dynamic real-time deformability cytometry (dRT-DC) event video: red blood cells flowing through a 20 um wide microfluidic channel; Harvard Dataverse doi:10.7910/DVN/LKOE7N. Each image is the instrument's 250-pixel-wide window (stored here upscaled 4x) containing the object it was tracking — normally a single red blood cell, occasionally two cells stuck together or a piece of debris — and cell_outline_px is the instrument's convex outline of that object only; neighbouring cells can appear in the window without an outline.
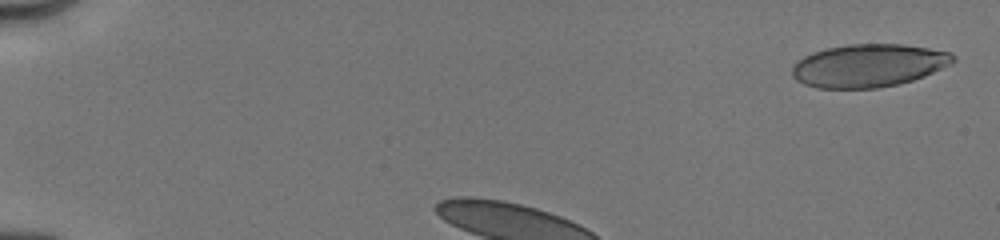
{"species": "human", "species_latin": "Homo sapiens", "temperature_condition": "cold", "stored_images_in_passage": 21, "camera_frame_rate_fps": 3000, "um_per_image_px": 0.085, "donor": {"sex": "male"}, "frame": {"image": 1, "passage_image": 1, "time_ms": 0.0, "image_size_px": [1000, 240], "cell_outline_px": [[956, 60], [952, 64], [924, 76], [912, 80], [896, 84], [876, 88], [816, 88], [804, 84], [796, 80], [792, 76], [792, 64], [796, 60], [812, 52], [828, 48], [848, 44], [904, 44], [952, 52], [956, 56]], "centroid_in_image_um": [73.82, 5.56], "position_along_channel_um": 11.2, "area_um2": 40.52}}
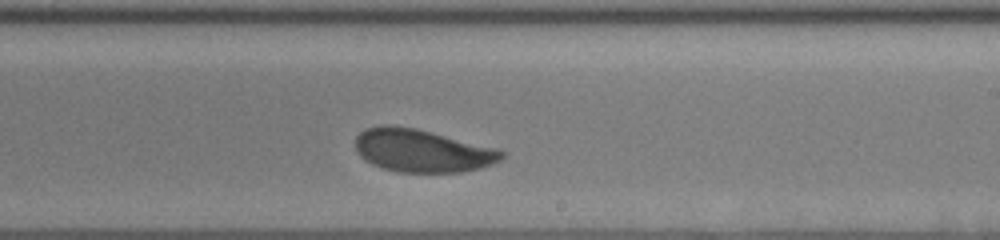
{"frame": {"image": 2, "passage_image": 14, "time_ms": 6.667, "image_size_px": [1000, 240], "cell_outline_px": [[504, 156], [500, 160], [492, 164], [480, 168], [464, 172], [400, 172], [384, 168], [372, 164], [364, 160], [356, 152], [356, 136], [364, 128], [380, 124], [392, 124], [416, 128], [496, 148], [504, 152]], "centroid_in_image_um": [35.84, 12.79], "position_along_channel_um": 253.2, "area_um2": 36.7}}
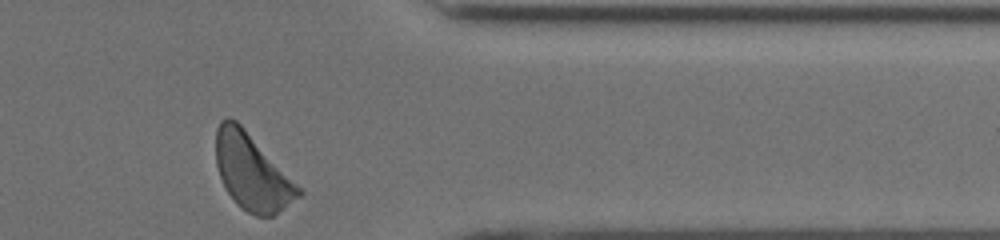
{"frame": {"image": 3, "passage_image": 21, "time_ms": 10.333, "image_size_px": [1000, 240], "cell_outline_px": [[304, 192], [300, 196], [284, 208], [272, 216], [256, 216], [248, 212], [236, 204], [228, 192], [220, 176], [216, 164], [216, 128], [220, 120], [228, 116], [236, 120], [244, 128]], "centroid_in_image_um": [21.39, 14.62], "position_along_channel_um": 390.0, "area_um2": 35.95}, "authors_computed_cell_mechanics": {"area_um2": 37.3966, "velocity_mm_per_s": 3.9614, "shape_relaxation_time_tau1_ms": 2.6799, "shape_relaxation_time_tau2_ms": 0.7019, "deformation_change_tau1": 0.0818, "deformation_change_tau2": 0.0408}}